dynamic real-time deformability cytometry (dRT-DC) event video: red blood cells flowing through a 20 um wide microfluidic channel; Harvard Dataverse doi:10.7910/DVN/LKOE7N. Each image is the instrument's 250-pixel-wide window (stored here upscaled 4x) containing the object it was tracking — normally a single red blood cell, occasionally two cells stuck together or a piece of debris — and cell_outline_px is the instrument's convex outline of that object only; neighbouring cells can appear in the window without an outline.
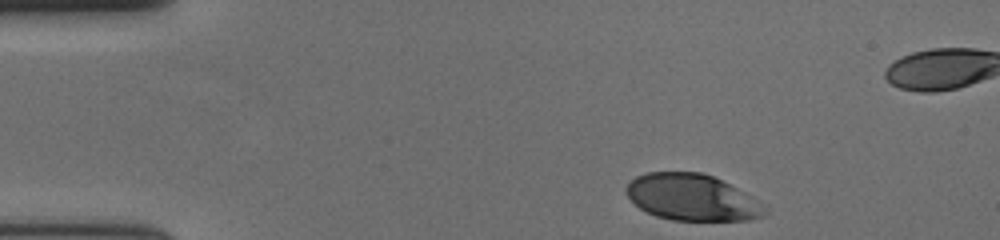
{"species": "human", "species_latin": "Homo sapiens", "temperature_condition": "cold", "stored_images_in_passage": 39, "camera_frame_rate_fps": 3000, "um_per_image_px": 0.085, "donor": {"sex": "female"}, "frame": {"image": 1, "passage_image": 1, "time_ms": 0.0, "image_size_px": [1000, 240], "cell_outline_px": [[768, 212], [764, 216], [752, 220], [672, 220], [656, 216], [640, 208], [624, 192], [624, 188], [628, 180], [636, 176], [648, 172], [704, 172], [752, 196], [764, 204], [768, 208]], "centroid_in_image_um": [58.82, 16.78], "position_along_channel_um": 26.2, "area_um2": 37.69}}
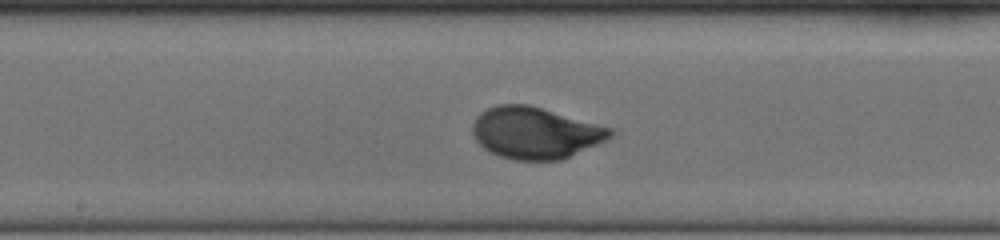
{"frame": {"image": 2, "passage_image": 22, "time_ms": 7.0, "image_size_px": [1000, 240], "cell_outline_px": [[616, 132], [612, 136], [596, 144], [560, 160], [512, 160], [500, 156], [484, 148], [472, 136], [472, 124], [476, 116], [480, 112], [496, 104], [528, 104], [612, 128]], "centroid_in_image_um": [45.45, 11.28], "position_along_channel_um": 202.7, "area_um2": 41.21}}
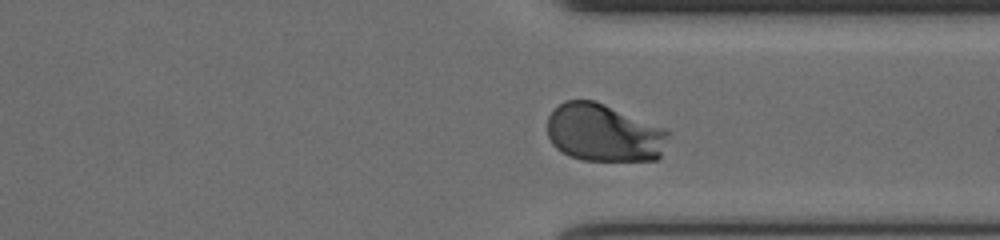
{"frame": {"image": 3, "passage_image": 35, "time_ms": 11.333, "image_size_px": [1000, 240], "cell_outline_px": [[668, 136], [660, 156], [656, 160], [584, 160], [568, 156], [556, 148], [552, 144], [548, 136], [548, 116], [552, 108], [564, 100], [596, 100], [668, 128]], "centroid_in_image_um": [51.32, 11.26], "position_along_channel_um": 360.1, "area_um2": 41.27}, "authors_computed_cell_mechanics": {"area_um2": 40.5756, "velocity_mm_per_s": 3.6201, "shape_relaxation_time_tau1_ms": 3.3249, "shape_relaxation_time_tau2_ms": null, "deformation_change_tau1": 0.1623, "deformation_change_tau2": null}}